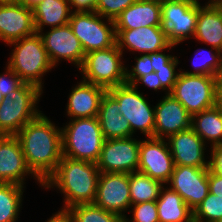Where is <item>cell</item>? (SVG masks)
Here are the masks:
<instances>
[{"instance_id":"41","label":"cell","mask_w":222,"mask_h":222,"mask_svg":"<svg viewBox=\"0 0 222 222\" xmlns=\"http://www.w3.org/2000/svg\"><path fill=\"white\" fill-rule=\"evenodd\" d=\"M97 0H69L73 12L94 11Z\"/></svg>"},{"instance_id":"17","label":"cell","mask_w":222,"mask_h":222,"mask_svg":"<svg viewBox=\"0 0 222 222\" xmlns=\"http://www.w3.org/2000/svg\"><path fill=\"white\" fill-rule=\"evenodd\" d=\"M116 44L123 52H140V55L169 50L176 45L167 39L166 31L161 26L139 27L137 29H115ZM127 47V49H126ZM125 49V50H124Z\"/></svg>"},{"instance_id":"38","label":"cell","mask_w":222,"mask_h":222,"mask_svg":"<svg viewBox=\"0 0 222 222\" xmlns=\"http://www.w3.org/2000/svg\"><path fill=\"white\" fill-rule=\"evenodd\" d=\"M209 159V170L222 177V144L212 146Z\"/></svg>"},{"instance_id":"9","label":"cell","mask_w":222,"mask_h":222,"mask_svg":"<svg viewBox=\"0 0 222 222\" xmlns=\"http://www.w3.org/2000/svg\"><path fill=\"white\" fill-rule=\"evenodd\" d=\"M103 18L95 11L72 12L69 25L85 54L94 50L108 49L116 44L115 23L113 20Z\"/></svg>"},{"instance_id":"10","label":"cell","mask_w":222,"mask_h":222,"mask_svg":"<svg viewBox=\"0 0 222 222\" xmlns=\"http://www.w3.org/2000/svg\"><path fill=\"white\" fill-rule=\"evenodd\" d=\"M198 18V4L193 0L161 2V27L171 44L178 45L194 37Z\"/></svg>"},{"instance_id":"49","label":"cell","mask_w":222,"mask_h":222,"mask_svg":"<svg viewBox=\"0 0 222 222\" xmlns=\"http://www.w3.org/2000/svg\"><path fill=\"white\" fill-rule=\"evenodd\" d=\"M220 57H221V60H222V48L220 49Z\"/></svg>"},{"instance_id":"31","label":"cell","mask_w":222,"mask_h":222,"mask_svg":"<svg viewBox=\"0 0 222 222\" xmlns=\"http://www.w3.org/2000/svg\"><path fill=\"white\" fill-rule=\"evenodd\" d=\"M72 222H123L121 216L94 204H78L67 209Z\"/></svg>"},{"instance_id":"28","label":"cell","mask_w":222,"mask_h":222,"mask_svg":"<svg viewBox=\"0 0 222 222\" xmlns=\"http://www.w3.org/2000/svg\"><path fill=\"white\" fill-rule=\"evenodd\" d=\"M163 183L146 174L135 171L129 174L131 204L156 201L160 196Z\"/></svg>"},{"instance_id":"47","label":"cell","mask_w":222,"mask_h":222,"mask_svg":"<svg viewBox=\"0 0 222 222\" xmlns=\"http://www.w3.org/2000/svg\"><path fill=\"white\" fill-rule=\"evenodd\" d=\"M18 0H0V3H12V2H16Z\"/></svg>"},{"instance_id":"32","label":"cell","mask_w":222,"mask_h":222,"mask_svg":"<svg viewBox=\"0 0 222 222\" xmlns=\"http://www.w3.org/2000/svg\"><path fill=\"white\" fill-rule=\"evenodd\" d=\"M222 218V197L209 192L193 211L194 222H217Z\"/></svg>"},{"instance_id":"24","label":"cell","mask_w":222,"mask_h":222,"mask_svg":"<svg viewBox=\"0 0 222 222\" xmlns=\"http://www.w3.org/2000/svg\"><path fill=\"white\" fill-rule=\"evenodd\" d=\"M193 38L218 50L222 48V6L198 4V18Z\"/></svg>"},{"instance_id":"18","label":"cell","mask_w":222,"mask_h":222,"mask_svg":"<svg viewBox=\"0 0 222 222\" xmlns=\"http://www.w3.org/2000/svg\"><path fill=\"white\" fill-rule=\"evenodd\" d=\"M36 33L33 9L19 1L0 3V40L7 45Z\"/></svg>"},{"instance_id":"26","label":"cell","mask_w":222,"mask_h":222,"mask_svg":"<svg viewBox=\"0 0 222 222\" xmlns=\"http://www.w3.org/2000/svg\"><path fill=\"white\" fill-rule=\"evenodd\" d=\"M156 203L159 222H194L193 210L170 187H162Z\"/></svg>"},{"instance_id":"33","label":"cell","mask_w":222,"mask_h":222,"mask_svg":"<svg viewBox=\"0 0 222 222\" xmlns=\"http://www.w3.org/2000/svg\"><path fill=\"white\" fill-rule=\"evenodd\" d=\"M129 210L128 212H132L133 218L125 217L123 222H159L156 201L133 204Z\"/></svg>"},{"instance_id":"42","label":"cell","mask_w":222,"mask_h":222,"mask_svg":"<svg viewBox=\"0 0 222 222\" xmlns=\"http://www.w3.org/2000/svg\"><path fill=\"white\" fill-rule=\"evenodd\" d=\"M208 185H209V192L222 197V177L214 174L212 171L209 170L208 172Z\"/></svg>"},{"instance_id":"22","label":"cell","mask_w":222,"mask_h":222,"mask_svg":"<svg viewBox=\"0 0 222 222\" xmlns=\"http://www.w3.org/2000/svg\"><path fill=\"white\" fill-rule=\"evenodd\" d=\"M115 29L161 26V2L136 0L114 20Z\"/></svg>"},{"instance_id":"46","label":"cell","mask_w":222,"mask_h":222,"mask_svg":"<svg viewBox=\"0 0 222 222\" xmlns=\"http://www.w3.org/2000/svg\"><path fill=\"white\" fill-rule=\"evenodd\" d=\"M19 2H21L22 4L33 8L36 4H38L39 2H41L42 0H18Z\"/></svg>"},{"instance_id":"30","label":"cell","mask_w":222,"mask_h":222,"mask_svg":"<svg viewBox=\"0 0 222 222\" xmlns=\"http://www.w3.org/2000/svg\"><path fill=\"white\" fill-rule=\"evenodd\" d=\"M212 50H208V52L204 51L206 49H198L193 58V71H182L188 75H207L214 77H222V60L220 57V50L216 48H211ZM202 50V51H201ZM210 51V52H209ZM215 51V52H214ZM201 52V53H200ZM203 54V56H202ZM206 54V55H204ZM201 55V58L198 57Z\"/></svg>"},{"instance_id":"21","label":"cell","mask_w":222,"mask_h":222,"mask_svg":"<svg viewBox=\"0 0 222 222\" xmlns=\"http://www.w3.org/2000/svg\"><path fill=\"white\" fill-rule=\"evenodd\" d=\"M106 88L81 80L72 87L68 97L66 113L70 119L97 117L100 102Z\"/></svg>"},{"instance_id":"16","label":"cell","mask_w":222,"mask_h":222,"mask_svg":"<svg viewBox=\"0 0 222 222\" xmlns=\"http://www.w3.org/2000/svg\"><path fill=\"white\" fill-rule=\"evenodd\" d=\"M208 172L209 168L175 165L169 187L194 211L209 194Z\"/></svg>"},{"instance_id":"27","label":"cell","mask_w":222,"mask_h":222,"mask_svg":"<svg viewBox=\"0 0 222 222\" xmlns=\"http://www.w3.org/2000/svg\"><path fill=\"white\" fill-rule=\"evenodd\" d=\"M191 128L207 144H222V111L216 105L191 116Z\"/></svg>"},{"instance_id":"11","label":"cell","mask_w":222,"mask_h":222,"mask_svg":"<svg viewBox=\"0 0 222 222\" xmlns=\"http://www.w3.org/2000/svg\"><path fill=\"white\" fill-rule=\"evenodd\" d=\"M141 140L128 137L104 141L97 167L101 173H132L138 170Z\"/></svg>"},{"instance_id":"1","label":"cell","mask_w":222,"mask_h":222,"mask_svg":"<svg viewBox=\"0 0 222 222\" xmlns=\"http://www.w3.org/2000/svg\"><path fill=\"white\" fill-rule=\"evenodd\" d=\"M16 136L28 167L44 183L63 157L61 128L40 113L25 124Z\"/></svg>"},{"instance_id":"6","label":"cell","mask_w":222,"mask_h":222,"mask_svg":"<svg viewBox=\"0 0 222 222\" xmlns=\"http://www.w3.org/2000/svg\"><path fill=\"white\" fill-rule=\"evenodd\" d=\"M123 52L117 44L104 50H94L85 54L79 68L83 81L106 89L126 83V67Z\"/></svg>"},{"instance_id":"2","label":"cell","mask_w":222,"mask_h":222,"mask_svg":"<svg viewBox=\"0 0 222 222\" xmlns=\"http://www.w3.org/2000/svg\"><path fill=\"white\" fill-rule=\"evenodd\" d=\"M100 173L96 163L63 156L43 187H55L64 195L63 210L78 204H93Z\"/></svg>"},{"instance_id":"7","label":"cell","mask_w":222,"mask_h":222,"mask_svg":"<svg viewBox=\"0 0 222 222\" xmlns=\"http://www.w3.org/2000/svg\"><path fill=\"white\" fill-rule=\"evenodd\" d=\"M220 77L188 75L181 72L171 94L193 116L217 105V87Z\"/></svg>"},{"instance_id":"14","label":"cell","mask_w":222,"mask_h":222,"mask_svg":"<svg viewBox=\"0 0 222 222\" xmlns=\"http://www.w3.org/2000/svg\"><path fill=\"white\" fill-rule=\"evenodd\" d=\"M38 34L54 67L58 65L60 59L71 62L77 68L81 67L85 52L69 24L50 28V31L45 33L42 31Z\"/></svg>"},{"instance_id":"45","label":"cell","mask_w":222,"mask_h":222,"mask_svg":"<svg viewBox=\"0 0 222 222\" xmlns=\"http://www.w3.org/2000/svg\"><path fill=\"white\" fill-rule=\"evenodd\" d=\"M193 1L200 5L199 0H193ZM206 3H205V6H222V0H209Z\"/></svg>"},{"instance_id":"44","label":"cell","mask_w":222,"mask_h":222,"mask_svg":"<svg viewBox=\"0 0 222 222\" xmlns=\"http://www.w3.org/2000/svg\"><path fill=\"white\" fill-rule=\"evenodd\" d=\"M217 106L222 111V77L219 79L217 87Z\"/></svg>"},{"instance_id":"20","label":"cell","mask_w":222,"mask_h":222,"mask_svg":"<svg viewBox=\"0 0 222 222\" xmlns=\"http://www.w3.org/2000/svg\"><path fill=\"white\" fill-rule=\"evenodd\" d=\"M166 141L175 165L208 168L206 144L192 128L171 135Z\"/></svg>"},{"instance_id":"4","label":"cell","mask_w":222,"mask_h":222,"mask_svg":"<svg viewBox=\"0 0 222 222\" xmlns=\"http://www.w3.org/2000/svg\"><path fill=\"white\" fill-rule=\"evenodd\" d=\"M8 45L14 46V49L7 65L24 83L35 85L43 91L42 78L55 67L49 60L40 35L34 33Z\"/></svg>"},{"instance_id":"39","label":"cell","mask_w":222,"mask_h":222,"mask_svg":"<svg viewBox=\"0 0 222 222\" xmlns=\"http://www.w3.org/2000/svg\"><path fill=\"white\" fill-rule=\"evenodd\" d=\"M139 83L149 87L150 89L152 88L155 91H157V90L164 91L165 90L161 85L159 77L157 76L156 72H154V71L151 72L150 74L139 77L132 85L134 87H138Z\"/></svg>"},{"instance_id":"43","label":"cell","mask_w":222,"mask_h":222,"mask_svg":"<svg viewBox=\"0 0 222 222\" xmlns=\"http://www.w3.org/2000/svg\"><path fill=\"white\" fill-rule=\"evenodd\" d=\"M47 220V222H72L69 212L63 209H60Z\"/></svg>"},{"instance_id":"40","label":"cell","mask_w":222,"mask_h":222,"mask_svg":"<svg viewBox=\"0 0 222 222\" xmlns=\"http://www.w3.org/2000/svg\"><path fill=\"white\" fill-rule=\"evenodd\" d=\"M164 50L149 53L151 59V66L154 69V72H157V69L165 68V65L174 57L170 54H165Z\"/></svg>"},{"instance_id":"48","label":"cell","mask_w":222,"mask_h":222,"mask_svg":"<svg viewBox=\"0 0 222 222\" xmlns=\"http://www.w3.org/2000/svg\"><path fill=\"white\" fill-rule=\"evenodd\" d=\"M3 98H4V96L2 95L1 89H0V104L2 103Z\"/></svg>"},{"instance_id":"5","label":"cell","mask_w":222,"mask_h":222,"mask_svg":"<svg viewBox=\"0 0 222 222\" xmlns=\"http://www.w3.org/2000/svg\"><path fill=\"white\" fill-rule=\"evenodd\" d=\"M42 93L37 86L23 83L4 97L0 104V135H16L35 119L42 112L37 109Z\"/></svg>"},{"instance_id":"34","label":"cell","mask_w":222,"mask_h":222,"mask_svg":"<svg viewBox=\"0 0 222 222\" xmlns=\"http://www.w3.org/2000/svg\"><path fill=\"white\" fill-rule=\"evenodd\" d=\"M136 0H97L94 11L110 20H115L122 11Z\"/></svg>"},{"instance_id":"25","label":"cell","mask_w":222,"mask_h":222,"mask_svg":"<svg viewBox=\"0 0 222 222\" xmlns=\"http://www.w3.org/2000/svg\"><path fill=\"white\" fill-rule=\"evenodd\" d=\"M36 33L43 27L55 28L69 24L72 9L69 0H42L33 8Z\"/></svg>"},{"instance_id":"29","label":"cell","mask_w":222,"mask_h":222,"mask_svg":"<svg viewBox=\"0 0 222 222\" xmlns=\"http://www.w3.org/2000/svg\"><path fill=\"white\" fill-rule=\"evenodd\" d=\"M24 187L18 184L0 183V222H17Z\"/></svg>"},{"instance_id":"36","label":"cell","mask_w":222,"mask_h":222,"mask_svg":"<svg viewBox=\"0 0 222 222\" xmlns=\"http://www.w3.org/2000/svg\"><path fill=\"white\" fill-rule=\"evenodd\" d=\"M135 60V65L131 67V70L126 67V84L132 85L139 77L154 71L148 54H142L139 57L135 56Z\"/></svg>"},{"instance_id":"37","label":"cell","mask_w":222,"mask_h":222,"mask_svg":"<svg viewBox=\"0 0 222 222\" xmlns=\"http://www.w3.org/2000/svg\"><path fill=\"white\" fill-rule=\"evenodd\" d=\"M6 71L0 74V89L4 97H8V94L18 89L24 82L21 78L6 65Z\"/></svg>"},{"instance_id":"19","label":"cell","mask_w":222,"mask_h":222,"mask_svg":"<svg viewBox=\"0 0 222 222\" xmlns=\"http://www.w3.org/2000/svg\"><path fill=\"white\" fill-rule=\"evenodd\" d=\"M154 108V138L167 139L191 128V115L171 94L163 96Z\"/></svg>"},{"instance_id":"12","label":"cell","mask_w":222,"mask_h":222,"mask_svg":"<svg viewBox=\"0 0 222 222\" xmlns=\"http://www.w3.org/2000/svg\"><path fill=\"white\" fill-rule=\"evenodd\" d=\"M128 173H100L94 205L122 218L131 207Z\"/></svg>"},{"instance_id":"3","label":"cell","mask_w":222,"mask_h":222,"mask_svg":"<svg viewBox=\"0 0 222 222\" xmlns=\"http://www.w3.org/2000/svg\"><path fill=\"white\" fill-rule=\"evenodd\" d=\"M66 124L61 127L63 156L97 163L105 141L98 118L70 119Z\"/></svg>"},{"instance_id":"15","label":"cell","mask_w":222,"mask_h":222,"mask_svg":"<svg viewBox=\"0 0 222 222\" xmlns=\"http://www.w3.org/2000/svg\"><path fill=\"white\" fill-rule=\"evenodd\" d=\"M30 174L43 187V182L28 167L18 137L0 135V183L25 187V176L28 177Z\"/></svg>"},{"instance_id":"50","label":"cell","mask_w":222,"mask_h":222,"mask_svg":"<svg viewBox=\"0 0 222 222\" xmlns=\"http://www.w3.org/2000/svg\"><path fill=\"white\" fill-rule=\"evenodd\" d=\"M156 1H158V2H163V1H169V0H156Z\"/></svg>"},{"instance_id":"8","label":"cell","mask_w":222,"mask_h":222,"mask_svg":"<svg viewBox=\"0 0 222 222\" xmlns=\"http://www.w3.org/2000/svg\"><path fill=\"white\" fill-rule=\"evenodd\" d=\"M107 91L118 101L120 113L130 124L132 137L136 130H140L146 137H154L155 108L138 91V87L125 83Z\"/></svg>"},{"instance_id":"23","label":"cell","mask_w":222,"mask_h":222,"mask_svg":"<svg viewBox=\"0 0 222 222\" xmlns=\"http://www.w3.org/2000/svg\"><path fill=\"white\" fill-rule=\"evenodd\" d=\"M97 118L105 140L132 137L129 122L120 113L118 101L108 91L101 99Z\"/></svg>"},{"instance_id":"35","label":"cell","mask_w":222,"mask_h":222,"mask_svg":"<svg viewBox=\"0 0 222 222\" xmlns=\"http://www.w3.org/2000/svg\"><path fill=\"white\" fill-rule=\"evenodd\" d=\"M179 62L180 61L178 60V57L174 56L165 65V68L157 69L156 74L159 77L162 87L165 89V95L169 94L172 91L177 77L180 73V69H178V72L176 71Z\"/></svg>"},{"instance_id":"13","label":"cell","mask_w":222,"mask_h":222,"mask_svg":"<svg viewBox=\"0 0 222 222\" xmlns=\"http://www.w3.org/2000/svg\"><path fill=\"white\" fill-rule=\"evenodd\" d=\"M166 139L147 137L140 142L138 170L163 184H168L175 163Z\"/></svg>"}]
</instances>
